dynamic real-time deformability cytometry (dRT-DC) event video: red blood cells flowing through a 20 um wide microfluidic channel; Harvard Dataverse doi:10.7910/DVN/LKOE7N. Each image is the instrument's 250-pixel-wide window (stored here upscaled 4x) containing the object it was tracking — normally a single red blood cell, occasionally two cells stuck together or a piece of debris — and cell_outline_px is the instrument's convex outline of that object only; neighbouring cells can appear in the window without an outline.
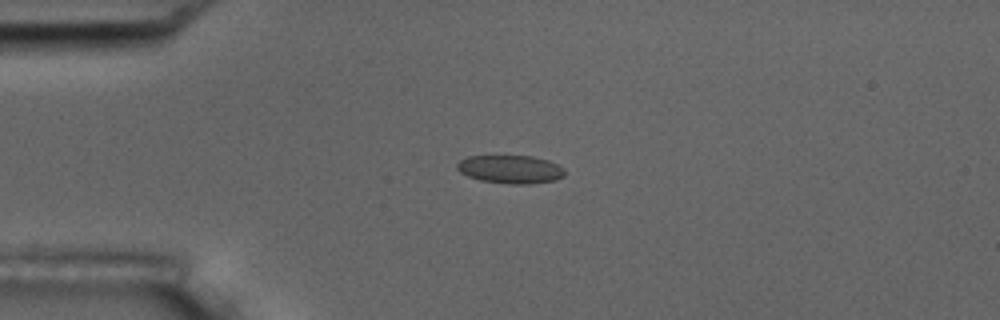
{"species": "common noctule bat (a hibernating species)", "species_latin": "Nyctalus noctula", "temperature_condition": "room temperature", "stored_images_in_passage": 3, "camera_frame_rate_fps": 3000, "um_per_image_px": 0.085, "animal": {"sex": "male", "body_mass_g": 17.5, "forearm_length_mm": 52.3}, "frame": {"image": 1, "passage_image": 2, "time_ms": 1.333, "image_size_px": [1000, 320], "cell_outline_px": [[564, 176], [556, 180], [528, 184], [512, 184], [480, 180], [468, 176], [460, 172], [456, 168], [456, 164], [460, 160], [468, 156], [532, 156], [548, 160], [564, 168]], "centroid_in_image_um": [43.38, 14.39], "position_along_channel_um": 41.6, "area_um2": 17.69}}